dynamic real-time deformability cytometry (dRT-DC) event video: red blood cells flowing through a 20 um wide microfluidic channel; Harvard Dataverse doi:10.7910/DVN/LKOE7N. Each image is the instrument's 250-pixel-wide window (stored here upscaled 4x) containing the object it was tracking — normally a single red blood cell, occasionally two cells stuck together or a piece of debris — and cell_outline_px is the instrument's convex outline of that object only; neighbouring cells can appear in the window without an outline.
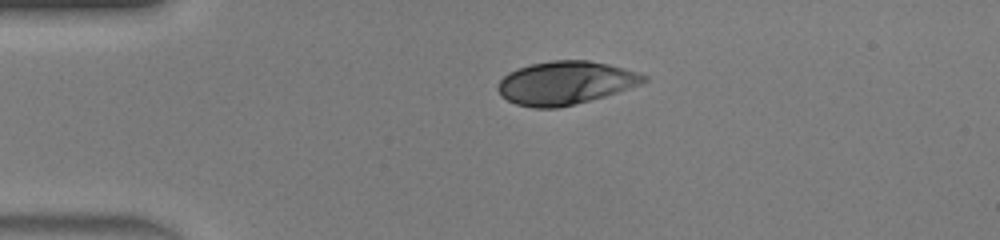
{"species": "human", "species_latin": "Homo sapiens", "temperature_condition": "warm", "stored_images_in_passage": 37, "camera_frame_rate_fps": 3000, "um_per_image_px": 0.085, "donor": {"sex": "male"}, "frame": {"image": 1, "passage_image": 1, "time_ms": 0.0, "image_size_px": [1000, 240], "cell_outline_px": [[648, 80], [640, 84], [604, 96], [556, 108], [532, 108], [516, 104], [500, 96], [496, 88], [500, 80], [508, 72], [532, 64], [552, 60], [588, 60], [608, 64], [636, 72], [648, 76]], "centroid_in_image_um": [48.02, 7.04], "position_along_channel_um": 37.0, "area_um2": 36.41}}
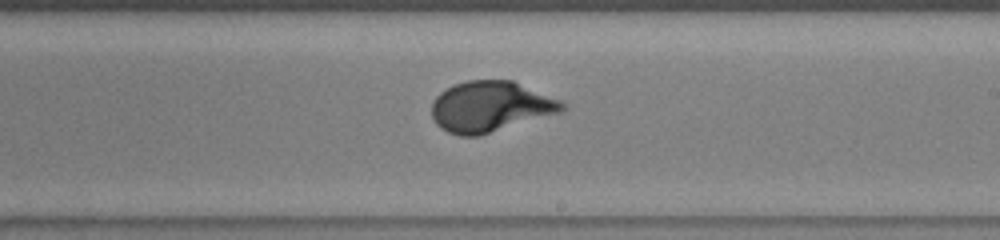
{"frame": {"image": 2, "passage_image": 18, "time_ms": 5.667, "image_size_px": [1000, 240], "cell_outline_px": [[564, 108], [560, 112], [476, 136], [460, 136], [448, 132], [440, 128], [436, 124], [432, 116], [432, 100], [440, 92], [456, 84], [468, 80], [512, 80], [560, 100], [564, 104]], "centroid_in_image_um": [41.64, 9.05], "position_along_channel_um": 247.4, "area_um2": 37.97}}
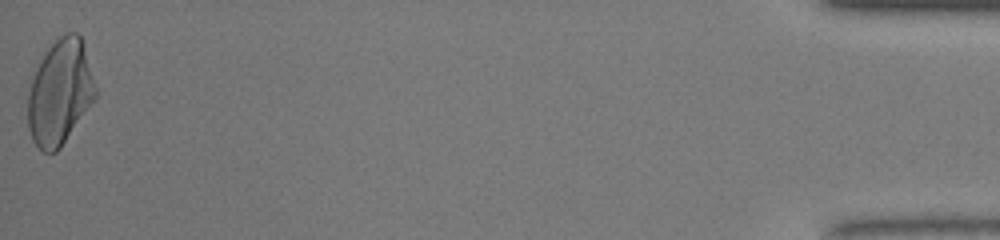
{"frame": {"image": 3, "passage_image": 37, "time_ms": 12.0, "image_size_px": [1000, 240], "cell_outline_px": [[96, 100], [60, 148], [56, 152], [44, 152], [32, 140], [28, 128], [28, 92], [32, 80], [40, 60], [44, 52], [60, 36], [68, 32], [76, 32], [80, 36], [96, 88]], "centroid_in_image_um": [5.1, 7.89], "position_along_channel_um": 430.1, "area_um2": 41.1}, "authors_computed_cell_mechanics": {"area_um2": 37.9746, "velocity_mm_per_s": 4.4277, "shape_relaxation_time_tau1_ms": 2.8941, "shape_relaxation_time_tau2_ms": null, "deformation_change_tau1": 0.1887, "deformation_change_tau2": null}}